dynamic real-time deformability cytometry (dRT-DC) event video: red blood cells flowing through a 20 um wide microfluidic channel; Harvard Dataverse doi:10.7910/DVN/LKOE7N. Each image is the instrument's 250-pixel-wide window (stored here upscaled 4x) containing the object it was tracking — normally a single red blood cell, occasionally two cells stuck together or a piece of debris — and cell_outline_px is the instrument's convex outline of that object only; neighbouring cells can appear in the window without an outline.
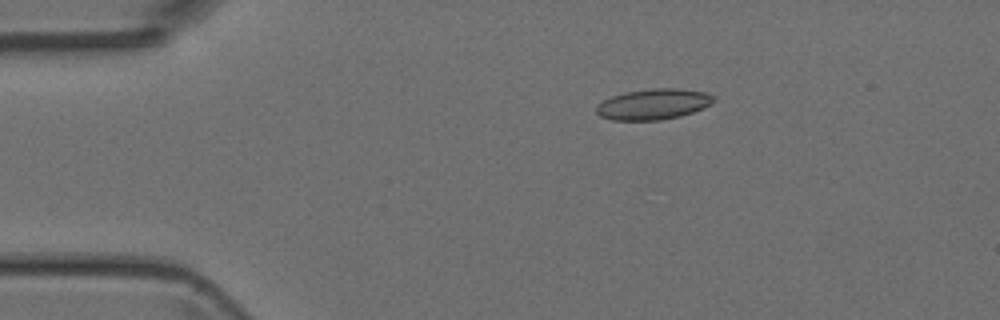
{"species": "Egyptian fruit bat (a non-hibernating species)", "species_latin": "Rousettus aegyptiacus", "temperature_condition": "room temperature", "stored_images_in_passage": 7, "camera_frame_rate_fps": 3000, "um_per_image_px": 0.085, "animal": {"sex": "female"}, "frame": {"image": 1, "passage_image": 3, "time_ms": 2.333, "image_size_px": [1000, 320], "cell_outline_px": [[716, 100], [712, 104], [704, 108], [680, 116], [660, 120], [612, 120], [600, 116], [596, 112], [596, 104], [612, 96], [624, 92], [656, 88], [676, 88], [708, 92], [716, 96]], "centroid_in_image_um": [55.57, 8.85], "position_along_channel_um": 29.4, "area_um2": 21.21}}
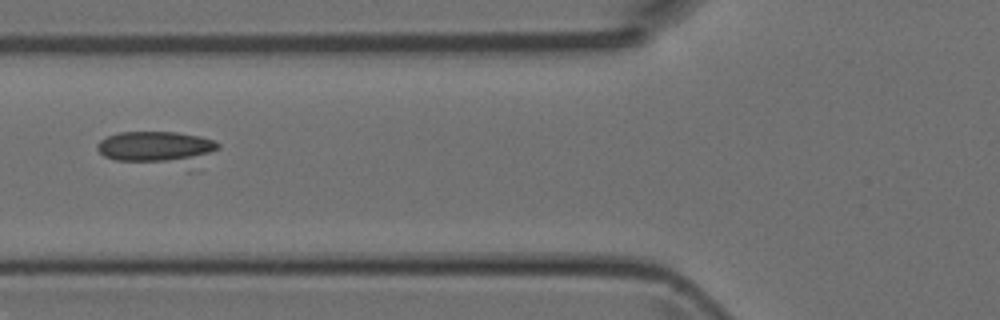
{"frame": {"image": 2, "passage_image": 6, "time_ms": 5.667, "image_size_px": [1000, 320], "cell_outline_px": [[220, 148], [200, 156], [180, 160], [116, 160], [104, 156], [96, 148], [96, 144], [100, 140], [108, 136], [120, 132], [176, 132], [200, 136], [212, 140], [220, 144]], "centroid_in_image_um": [13.17, 12.42], "position_along_channel_um": 112.6, "area_um2": 20.75}}
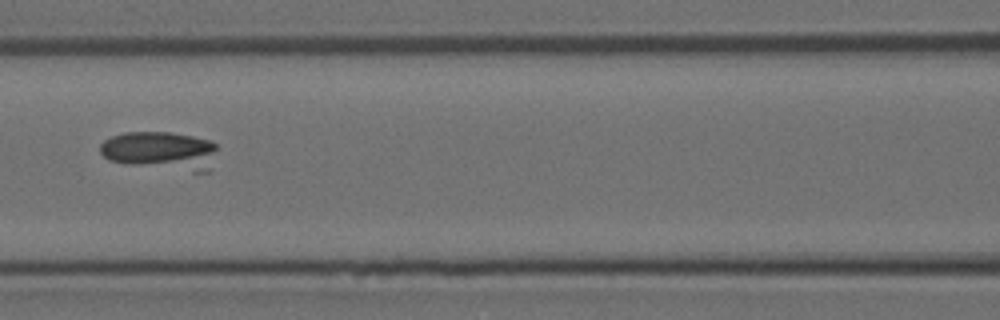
{"frame": {"image": 3, "passage_image": 7, "time_ms": 6.667, "image_size_px": [1000, 320], "cell_outline_px": [[216, 148], [208, 172], [192, 172], [124, 164], [108, 160], [100, 152], [100, 144], [104, 140], [112, 136], [124, 132], [172, 132], [212, 140], [216, 144]], "centroid_in_image_um": [13.63, 12.81], "position_along_channel_um": 153.0, "area_um2": 26.53}}